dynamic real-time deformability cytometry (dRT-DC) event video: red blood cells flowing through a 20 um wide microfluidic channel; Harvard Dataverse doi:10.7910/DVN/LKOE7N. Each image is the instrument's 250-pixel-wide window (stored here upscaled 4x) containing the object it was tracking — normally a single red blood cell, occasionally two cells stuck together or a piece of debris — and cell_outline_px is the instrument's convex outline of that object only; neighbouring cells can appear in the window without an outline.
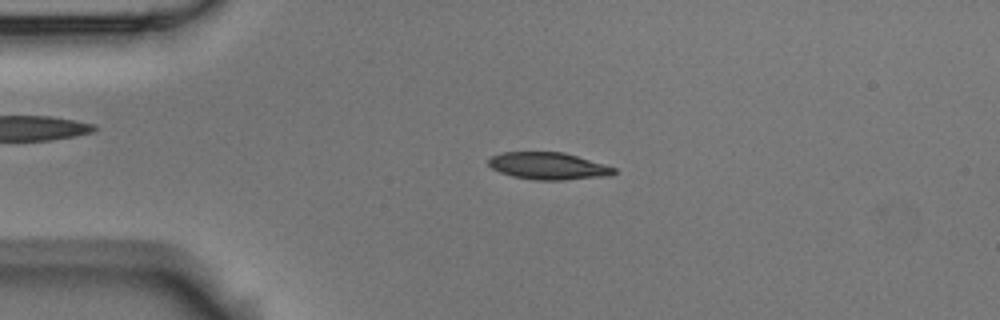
{"species": "Egyptian fruit bat (a non-hibernating species)", "species_latin": "Rousettus aegyptiacus", "temperature_condition": "room temperature", "stored_images_in_passage": 4, "camera_frame_rate_fps": 3000, "um_per_image_px": 0.085, "animal": {"sex": "male"}, "frame": {"image": 1, "passage_image": 3, "time_ms": 0.667, "image_size_px": [1000, 320], "cell_outline_px": [[616, 172], [612, 176], [564, 180], [536, 180], [512, 176], [500, 172], [492, 168], [488, 164], [488, 160], [492, 156], [504, 152], [564, 152], [604, 164], [616, 168]], "centroid_in_image_um": [46.64, 14.11], "position_along_channel_um": 38.4, "area_um2": 19.88}}